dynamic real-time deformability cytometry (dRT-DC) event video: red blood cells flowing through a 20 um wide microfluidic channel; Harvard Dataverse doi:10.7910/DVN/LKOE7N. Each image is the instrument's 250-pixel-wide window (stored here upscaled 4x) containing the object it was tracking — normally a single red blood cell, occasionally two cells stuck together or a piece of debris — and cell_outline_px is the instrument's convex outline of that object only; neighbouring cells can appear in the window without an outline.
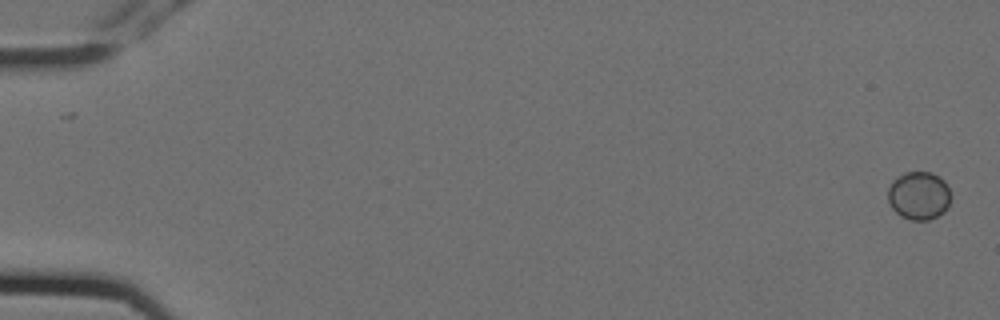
{"species": "Egyptian fruit bat (a non-hibernating species)", "species_latin": "Rousettus aegyptiacus", "temperature_condition": "cold", "stored_images_in_passage": 4, "camera_frame_rate_fps": 3000, "um_per_image_px": 0.085, "animal": {"sex": "female"}, "frame": {"image": 1, "passage_image": 1, "time_ms": 0.0, "image_size_px": [1000, 320], "cell_outline_px": [[948, 208], [944, 212], [928, 220], [912, 220], [900, 216], [892, 208], [888, 200], [888, 188], [892, 180], [904, 172], [932, 172], [940, 176], [944, 180], [948, 188]], "centroid_in_image_um": [78.08, 16.61], "position_along_channel_um": 6.9, "area_um2": 17.63}}